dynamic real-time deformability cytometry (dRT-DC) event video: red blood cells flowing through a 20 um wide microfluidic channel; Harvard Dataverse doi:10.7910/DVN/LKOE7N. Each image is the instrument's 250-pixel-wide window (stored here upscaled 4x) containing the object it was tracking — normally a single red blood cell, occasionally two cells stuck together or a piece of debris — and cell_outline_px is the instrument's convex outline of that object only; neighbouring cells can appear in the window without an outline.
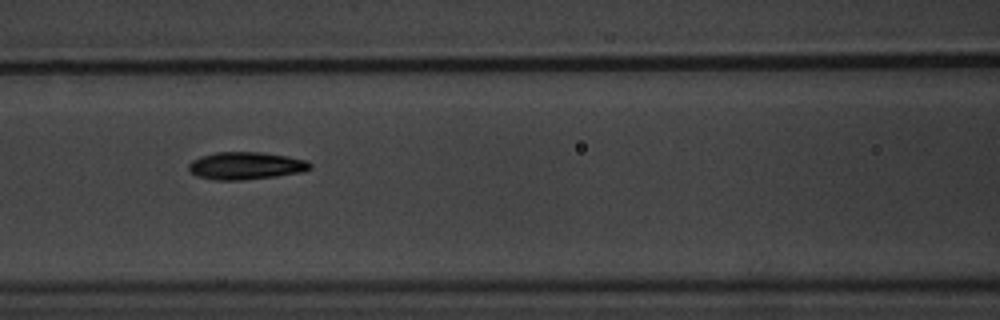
{"species": "common noctule bat (a hibernating species)", "species_latin": "Nyctalus noctula", "temperature_condition": "warm", "stored_images_in_passage": 7, "camera_frame_rate_fps": 3000, "um_per_image_px": 0.085, "animal": {"sex": "male", "body_mass_g": 20.1, "forearm_length_mm": 53.5}, "frame": {"image": 1, "passage_image": 5, "time_ms": 4.667, "image_size_px": [1000, 320], "cell_outline_px": [[312, 168], [300, 172], [276, 176], [244, 180], [216, 180], [196, 176], [188, 172], [188, 164], [192, 160], [200, 156], [216, 152], [260, 152], [288, 156], [308, 160], [312, 164]], "centroid_in_image_um": [20.87, 14.08], "position_along_channel_um": 145.7, "area_um2": 19.65}}